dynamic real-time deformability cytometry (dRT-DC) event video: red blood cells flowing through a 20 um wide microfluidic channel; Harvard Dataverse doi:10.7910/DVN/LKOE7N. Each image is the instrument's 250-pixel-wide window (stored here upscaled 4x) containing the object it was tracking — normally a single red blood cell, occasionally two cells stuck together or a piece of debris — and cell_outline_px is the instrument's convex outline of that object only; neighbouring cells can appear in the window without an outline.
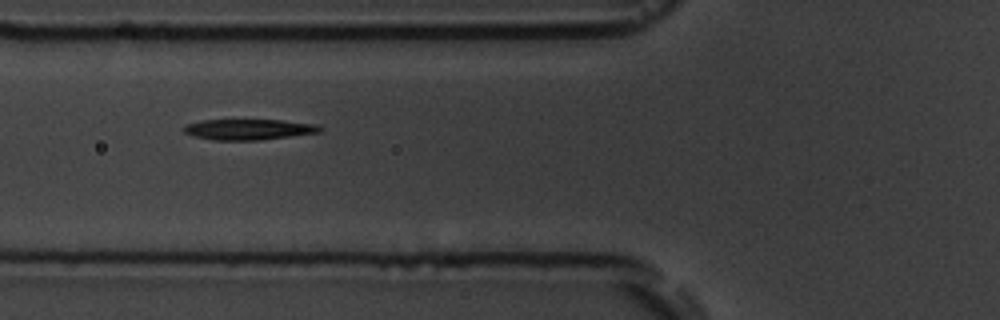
{"species": "common noctule bat (a hibernating species)", "species_latin": "Nyctalus noctula", "temperature_condition": "room temperature", "stored_images_in_passage": 4, "camera_frame_rate_fps": 3000, "um_per_image_px": 0.085, "animal": {"sex": "male", "body_mass_g": 19.5, "forearm_length_mm": 54.6}, "frame": {"image": 1, "passage_image": 3, "time_ms": 3.333, "image_size_px": [1000, 320], "cell_outline_px": [[324, 128], [320, 132], [256, 140], [216, 140], [192, 136], [184, 132], [184, 124], [200, 120], [284, 120], [316, 124]], "centroid_in_image_um": [21.11, 10.99], "position_along_channel_um": 104.7, "area_um2": 16.36}}
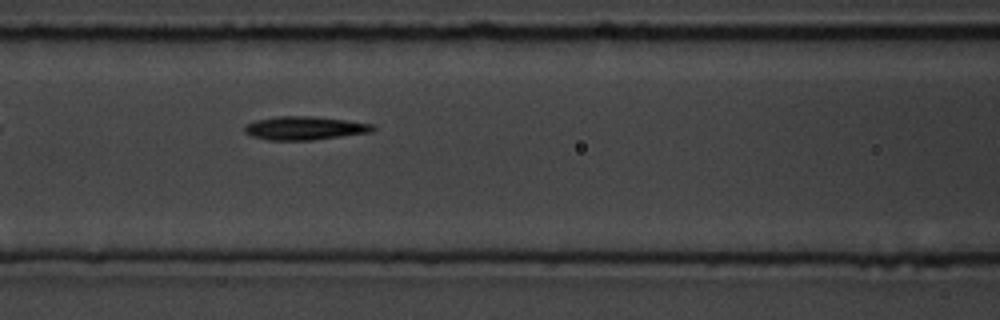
{"frame": {"image": 2, "passage_image": 4, "time_ms": 4.333, "image_size_px": [1000, 320], "cell_outline_px": [[376, 128], [372, 132], [312, 140], [268, 140], [252, 136], [244, 132], [244, 124], [256, 120], [280, 116], [312, 116], [344, 120], [372, 124]], "centroid_in_image_um": [25.87, 10.89], "position_along_channel_um": 140.7, "area_um2": 17.46}}